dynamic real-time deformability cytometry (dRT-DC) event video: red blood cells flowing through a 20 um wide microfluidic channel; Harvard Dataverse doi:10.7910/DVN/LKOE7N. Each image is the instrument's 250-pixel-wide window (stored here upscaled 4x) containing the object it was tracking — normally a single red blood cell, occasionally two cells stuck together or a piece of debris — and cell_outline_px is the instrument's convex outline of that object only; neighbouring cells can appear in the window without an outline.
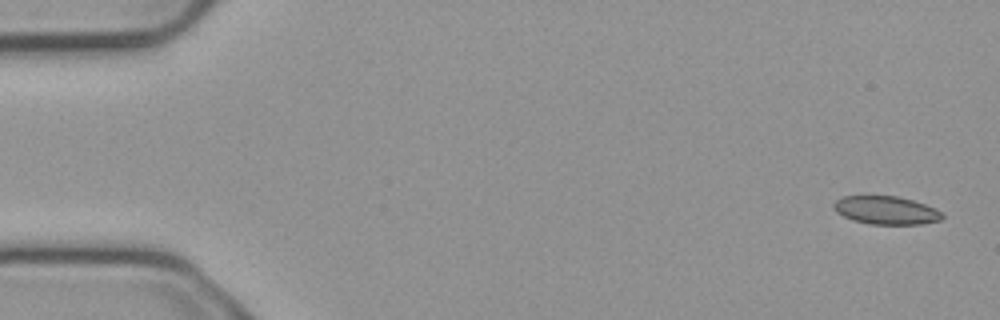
{"species": "common noctule bat (a hibernating species)", "species_latin": "Nyctalus noctula", "temperature_condition": "cold", "stored_images_in_passage": 4, "camera_frame_rate_fps": 3000, "um_per_image_px": 0.085, "animal": {"sex": "male", "body_mass_g": 23.1, "forearm_length_mm": 52.7}, "frame": {"image": 1, "passage_image": 1, "time_ms": 0.0, "image_size_px": [1000, 320], "cell_outline_px": [[944, 216], [940, 220], [920, 224], [868, 224], [852, 220], [836, 212], [832, 208], [832, 204], [836, 200], [844, 196], [896, 196], [912, 200], [936, 208]], "centroid_in_image_um": [75.28, 17.87], "position_along_channel_um": 9.7, "area_um2": 17.8}}
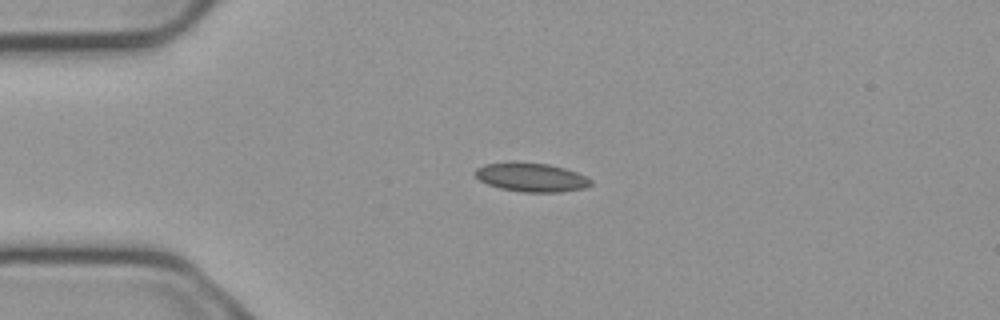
{"frame": {"image": 2, "passage_image": 4, "time_ms": 1.0, "image_size_px": [1000, 320], "cell_outline_px": [[592, 184], [584, 188], [560, 192], [524, 192], [500, 188], [488, 184], [480, 180], [472, 172], [476, 168], [484, 164], [512, 160], [548, 164], [564, 168], [576, 172], [592, 180]], "centroid_in_image_um": [45.11, 15.04], "position_along_channel_um": 39.9, "area_um2": 19.71}}